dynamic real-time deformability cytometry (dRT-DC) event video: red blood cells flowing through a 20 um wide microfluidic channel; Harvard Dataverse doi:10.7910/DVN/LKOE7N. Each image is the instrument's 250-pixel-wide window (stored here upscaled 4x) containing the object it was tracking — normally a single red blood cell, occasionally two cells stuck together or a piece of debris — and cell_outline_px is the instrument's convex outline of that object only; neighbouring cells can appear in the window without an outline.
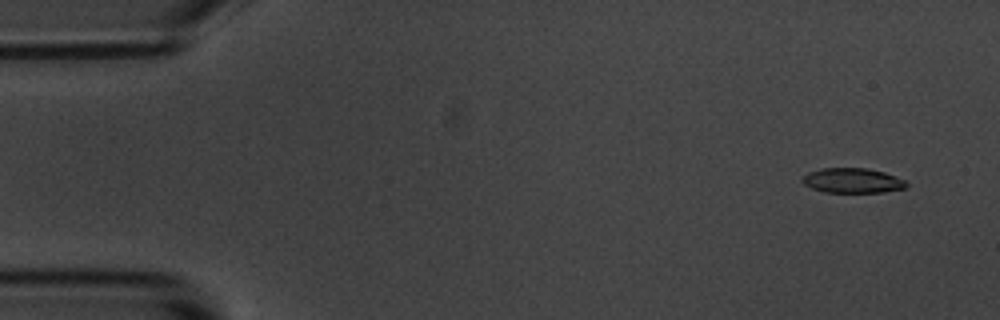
{"species": "common noctule bat (a hibernating species)", "species_latin": "Nyctalus noctula", "temperature_condition": "room temperature", "stored_images_in_passage": 55, "camera_frame_rate_fps": 3000, "um_per_image_px": 0.085, "animal": {"sex": "male", "body_mass_g": 20.1, "forearm_length_mm": 53.5}, "frame": {"image": 1, "passage_image": 4, "time_ms": 1.0, "image_size_px": [1000, 320], "cell_outline_px": [[908, 184], [904, 188], [884, 192], [824, 192], [812, 188], [804, 184], [800, 180], [808, 172], [820, 168], [868, 168], [884, 172], [904, 180]], "centroid_in_image_um": [72.43, 15.34], "position_along_channel_um": 12.6, "area_um2": 15.03}}
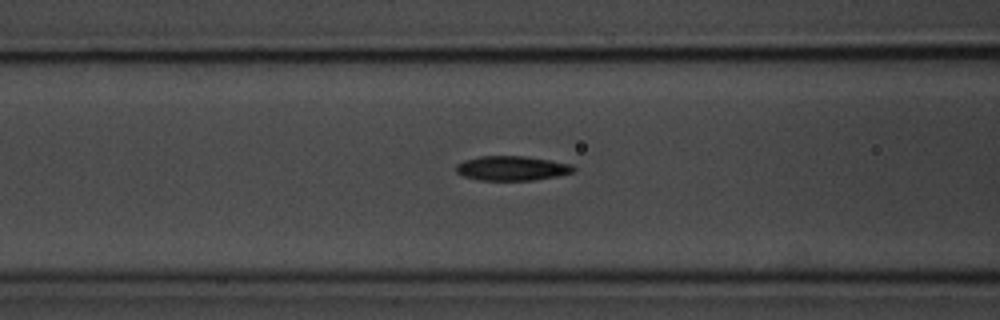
{"frame": {"image": 2, "passage_image": 22, "time_ms": 7.0, "image_size_px": [1000, 320], "cell_outline_px": [[576, 168], [572, 172], [556, 176], [532, 180], [480, 180], [464, 176], [456, 172], [456, 164], [464, 160], [480, 156], [524, 156], [572, 164]], "centroid_in_image_um": [43.49, 14.3], "position_along_channel_um": 123.1, "area_um2": 16.65}}
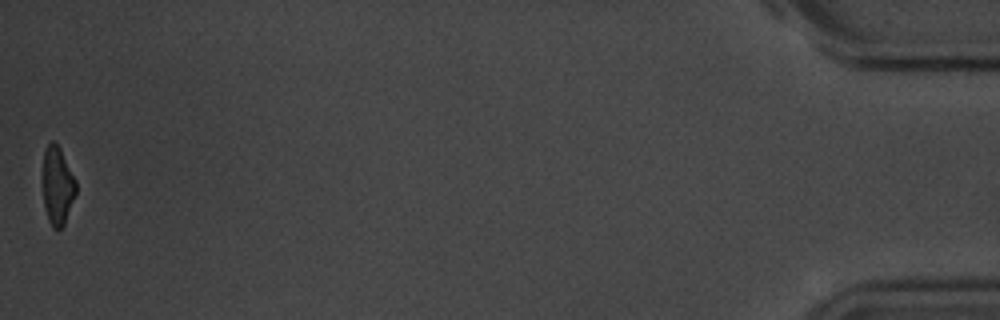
{"frame": {"image": 3, "passage_image": 55, "time_ms": 18.0, "image_size_px": [1000, 320], "cell_outline_px": [[76, 192], [64, 224], [56, 232], [52, 228], [48, 220], [44, 204], [44, 152], [48, 144], [52, 140], [60, 148], [76, 180]], "centroid_in_image_um": [4.9, 15.82], "position_along_channel_um": 430.3, "area_um2": 14.8}, "authors_computed_cell_mechanics": {"area_um2": 16.6464, "velocity_mm_per_s": 3.6811, "shape_relaxation_time_tau1_ms": 3.5011, "shape_relaxation_time_tau2_ms": 5.9191, "deformation_change_tau1": 0.1447, "deformation_change_tau2": 0.1465}}